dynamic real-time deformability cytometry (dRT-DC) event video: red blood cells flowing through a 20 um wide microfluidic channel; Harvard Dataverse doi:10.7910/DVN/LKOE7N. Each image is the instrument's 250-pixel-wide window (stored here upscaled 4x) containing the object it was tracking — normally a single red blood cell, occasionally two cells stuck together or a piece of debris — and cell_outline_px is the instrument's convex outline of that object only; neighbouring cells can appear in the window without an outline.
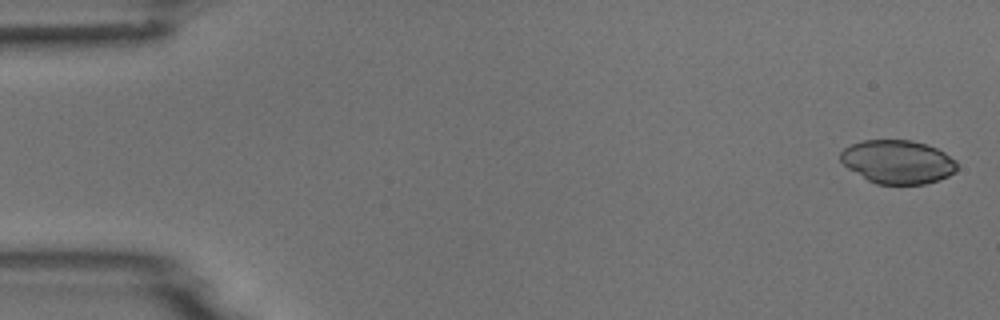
{"species": "common noctule bat (a hibernating species)", "species_latin": "Nyctalus noctula", "temperature_condition": "room temperature", "stored_images_in_passage": 5, "camera_frame_rate_fps": 3000, "um_per_image_px": 0.085, "animal": {"sex": "male", "body_mass_g": 18.8}, "frame": {"image": 1, "passage_image": 1, "time_ms": 0.0, "image_size_px": [1000, 320], "cell_outline_px": [[956, 172], [948, 176], [924, 184], [876, 184], [868, 180], [848, 168], [840, 160], [840, 152], [844, 148], [852, 144], [864, 140], [912, 140], [936, 148], [944, 152], [956, 160]], "centroid_in_image_um": [76.3, 13.75], "position_along_channel_um": 8.7, "area_um2": 29.42}}
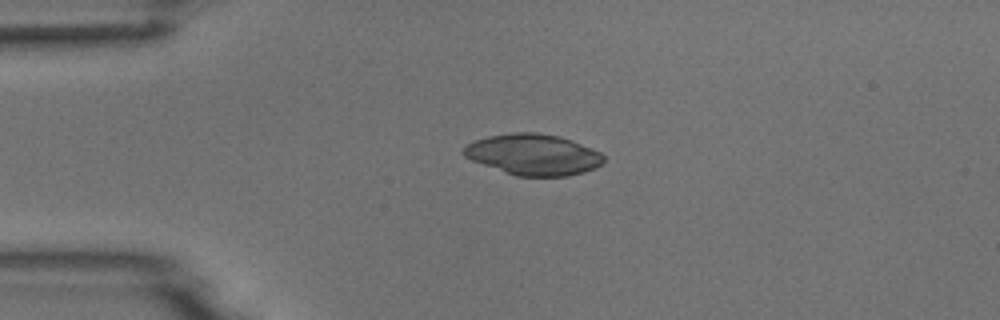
{"frame": {"image": 2, "passage_image": 4, "time_ms": 3.667, "image_size_px": [1000, 320], "cell_outline_px": [[604, 164], [596, 168], [584, 172], [568, 176], [516, 176], [504, 172], [472, 160], [464, 156], [460, 152], [468, 144], [476, 140], [488, 136], [512, 132], [536, 132], [560, 136], [572, 140], [592, 148], [600, 152], [604, 156]], "centroid_in_image_um": [45.36, 13.14], "position_along_channel_um": 39.6, "area_um2": 33.64}}